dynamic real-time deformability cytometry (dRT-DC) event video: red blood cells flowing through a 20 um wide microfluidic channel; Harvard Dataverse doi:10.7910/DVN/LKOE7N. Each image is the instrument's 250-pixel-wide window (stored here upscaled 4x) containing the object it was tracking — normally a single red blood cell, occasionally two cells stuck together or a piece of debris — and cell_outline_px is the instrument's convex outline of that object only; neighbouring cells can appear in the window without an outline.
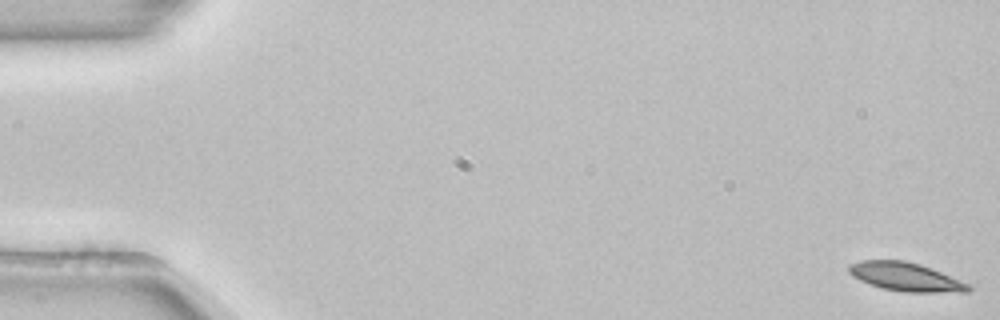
{"species": "common noctule bat (a hibernating species)", "species_latin": "Nyctalus noctula", "temperature_condition": "room temperature", "stored_images_in_passage": 54, "camera_frame_rate_fps": 3000, "um_per_image_px": 0.085, "animal": {"sex": "female", "body_mass_g": 22.7, "forearm_length_mm": 54.2}, "frame": {"image": 1, "passage_image": 1, "time_ms": 0.0, "image_size_px": [1000, 320], "cell_outline_px": [[972, 288], [968, 292], [904, 292], [880, 288], [860, 280], [852, 276], [848, 272], [848, 264], [860, 260], [904, 260], [920, 264], [940, 272], [968, 284]], "centroid_in_image_um": [76.92, 23.53], "position_along_channel_um": 8.1, "area_um2": 19.83}}
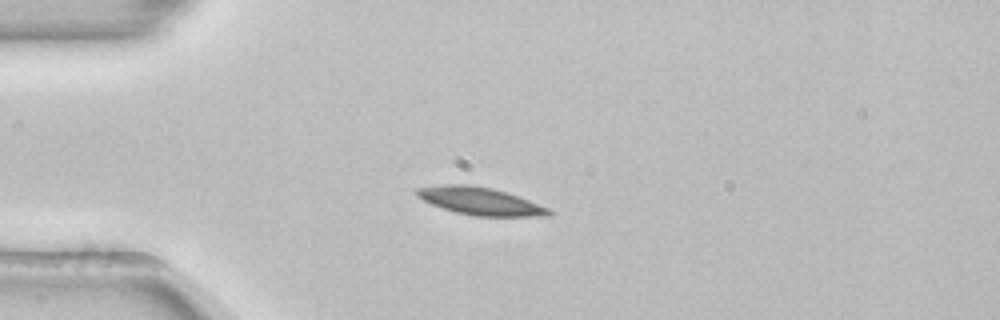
{"frame": {"image": 2, "passage_image": 14, "time_ms": 4.333, "image_size_px": [1000, 320], "cell_outline_px": [[556, 212], [552, 216], [472, 216], [456, 212], [432, 204], [416, 196], [416, 188], [444, 184], [468, 184], [492, 188], [528, 200], [548, 208]], "centroid_in_image_um": [40.83, 17.1], "position_along_channel_um": 44.2, "area_um2": 21.1}}
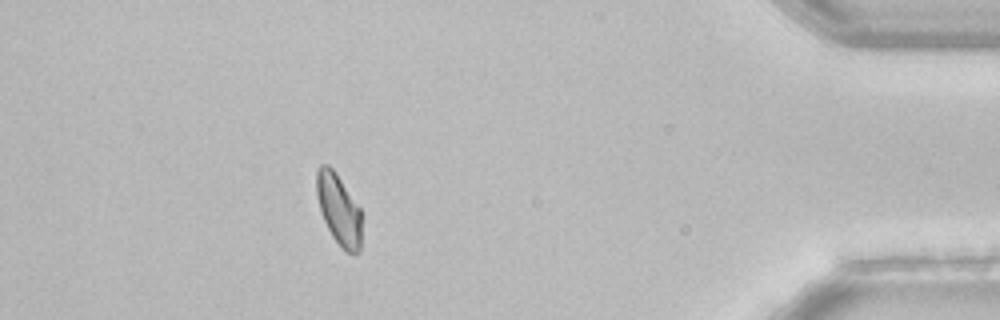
{"frame": {"image": 3, "passage_image": 48, "time_ms": 15.667, "image_size_px": [1000, 320], "cell_outline_px": [[360, 252], [356, 256], [352, 256], [344, 252], [340, 248], [332, 236], [324, 220], [316, 196], [316, 172], [320, 164], [328, 164], [336, 172], [360, 208]], "centroid_in_image_um": [28.79, 17.84], "position_along_channel_um": 406.4, "area_um2": 18.84}, "authors_computed_cell_mechanics": {"area_um2": 19.8832, "velocity_mm_per_s": 3.8552, "shape_relaxation_time_tau1_ms": 4.9301, "shape_relaxation_time_tau2_ms": null, "deformation_change_tau1": 0.1297, "deformation_change_tau2": null}}